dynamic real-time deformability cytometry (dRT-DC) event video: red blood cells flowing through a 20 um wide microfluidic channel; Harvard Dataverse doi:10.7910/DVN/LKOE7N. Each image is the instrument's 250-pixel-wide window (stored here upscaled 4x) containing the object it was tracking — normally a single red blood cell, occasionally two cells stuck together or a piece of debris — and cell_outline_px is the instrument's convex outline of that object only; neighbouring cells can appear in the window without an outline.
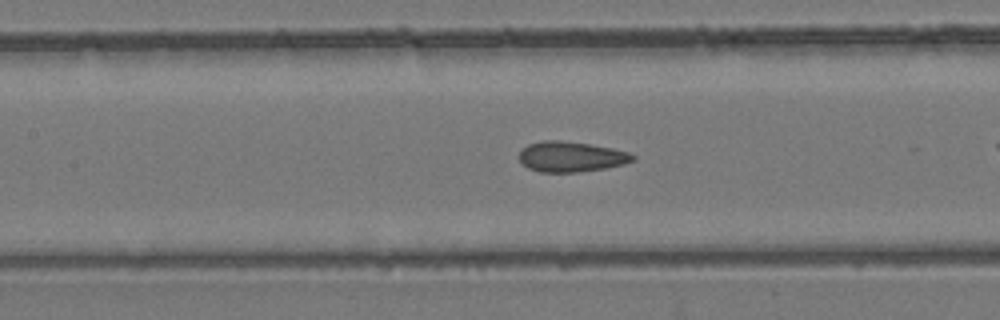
{"species": "common noctule bat (a hibernating species)", "species_latin": "Nyctalus noctula", "temperature_condition": "room temperature", "stored_images_in_passage": 38, "camera_frame_rate_fps": 3000, "um_per_image_px": 0.085, "animal": {"sex": "female", "body_mass_g": 24.6, "forearm_length_mm": 56.2}, "frame": {"image": 1, "passage_image": 22, "time_ms": 7.0, "image_size_px": [1000, 320], "cell_outline_px": [[636, 160], [624, 164], [604, 168], [576, 172], [540, 172], [528, 168], [520, 160], [520, 152], [528, 144], [544, 140], [560, 140], [588, 144], [612, 148], [628, 152], [636, 156]], "centroid_in_image_um": [48.56, 13.32], "position_along_channel_um": 158.8, "area_um2": 19.94}}